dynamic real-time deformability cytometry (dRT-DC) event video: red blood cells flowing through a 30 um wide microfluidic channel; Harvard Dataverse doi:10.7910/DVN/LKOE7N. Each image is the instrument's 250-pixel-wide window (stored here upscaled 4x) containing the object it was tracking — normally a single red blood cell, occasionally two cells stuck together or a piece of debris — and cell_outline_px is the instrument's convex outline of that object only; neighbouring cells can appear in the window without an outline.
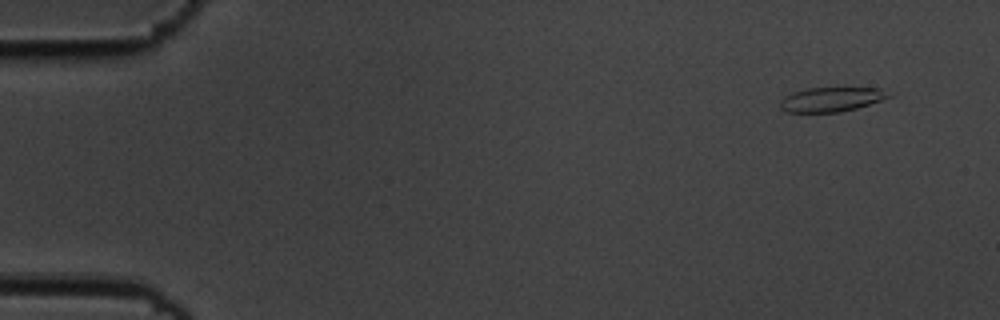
{"species": "common noctule bat (a hibernating species)", "species_latin": "Nyctalus noctula", "temperature_condition": "cold", "stored_images_in_passage": 6, "camera_frame_rate_fps": 3000, "um_per_image_px": 0.085, "animal": {"sex": "male", "body_mass_g": 19.5, "forearm_length_mm": 54.6}, "frame": {"image": 1, "passage_image": 1, "time_ms": 0.0, "image_size_px": [1000, 320], "cell_outline_px": [[892, 96], [856, 108], [840, 112], [788, 112], [780, 108], [780, 100], [784, 96], [792, 92], [808, 88], [880, 88]], "centroid_in_image_um": [70.6, 8.45], "position_along_channel_um": 14.4, "area_um2": 15.26}}
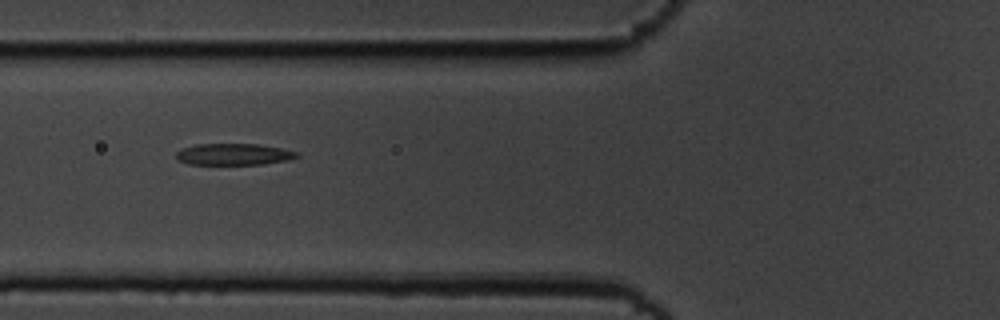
{"frame": {"image": 2, "passage_image": 6, "time_ms": 1.667, "image_size_px": [1000, 320], "cell_outline_px": [[300, 156], [288, 160], [264, 164], [188, 164], [180, 160], [176, 156], [176, 152], [180, 148], [196, 144], [260, 144], [284, 148], [300, 152]], "centroid_in_image_um": [19.92, 13.1], "position_along_channel_um": 105.9, "area_um2": 15.32}}